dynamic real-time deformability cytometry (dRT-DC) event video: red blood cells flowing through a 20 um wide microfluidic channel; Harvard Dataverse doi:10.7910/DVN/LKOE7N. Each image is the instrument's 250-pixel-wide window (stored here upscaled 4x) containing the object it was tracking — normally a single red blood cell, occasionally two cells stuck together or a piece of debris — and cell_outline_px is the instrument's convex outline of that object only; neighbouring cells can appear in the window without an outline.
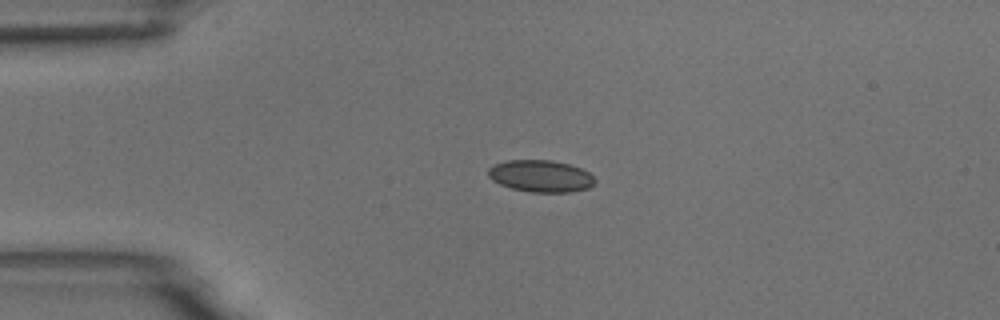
{"species": "common noctule bat (a hibernating species)", "species_latin": "Nyctalus noctula", "temperature_condition": "room temperature", "stored_images_in_passage": 4, "camera_frame_rate_fps": 3000, "um_per_image_px": 0.085, "animal": {"sex": "male", "body_mass_g": 18.8}, "frame": {"image": 1, "passage_image": 3, "time_ms": 2.333, "image_size_px": [1000, 320], "cell_outline_px": [[596, 180], [588, 188], [568, 192], [532, 192], [512, 188], [500, 184], [492, 180], [488, 176], [488, 168], [492, 164], [504, 160], [552, 160], [568, 164], [580, 168], [588, 172]], "centroid_in_image_um": [45.91, 14.95], "position_along_channel_um": 39.1, "area_um2": 19.83}}